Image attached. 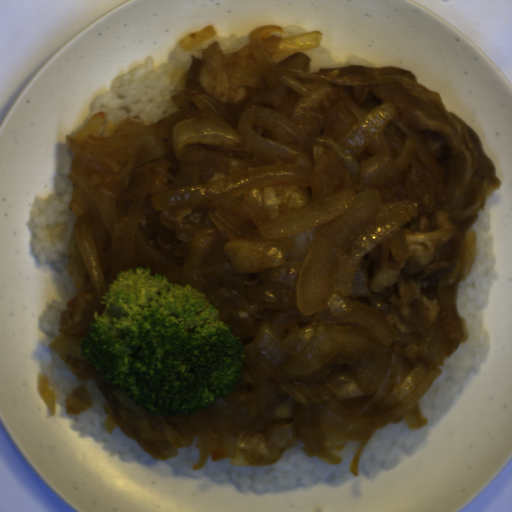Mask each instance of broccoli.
<instances>
[{"label": "broccoli", "instance_id": "1706d50b", "mask_svg": "<svg viewBox=\"0 0 512 512\" xmlns=\"http://www.w3.org/2000/svg\"><path fill=\"white\" fill-rule=\"evenodd\" d=\"M81 355L105 382L153 415H186L227 395L246 352L190 284L150 268L120 272L101 298Z\"/></svg>", "mask_w": 512, "mask_h": 512}]
</instances>
